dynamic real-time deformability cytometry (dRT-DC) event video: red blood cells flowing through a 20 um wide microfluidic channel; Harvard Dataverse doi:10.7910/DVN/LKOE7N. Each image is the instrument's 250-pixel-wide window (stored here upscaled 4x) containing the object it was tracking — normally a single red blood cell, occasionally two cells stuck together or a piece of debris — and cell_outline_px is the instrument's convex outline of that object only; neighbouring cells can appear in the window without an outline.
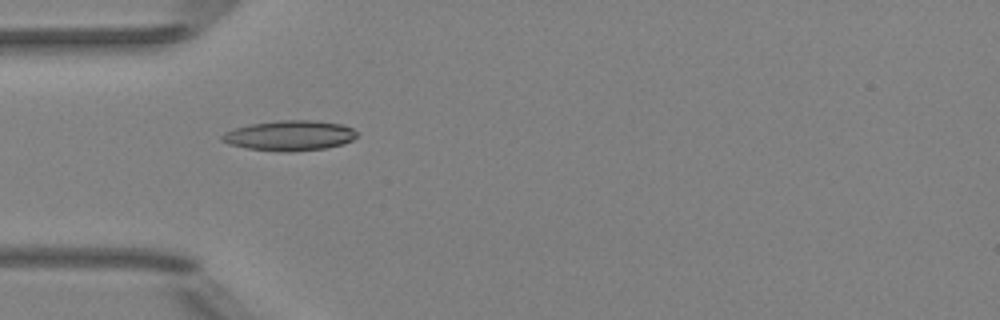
{"species": "Egyptian fruit bat (a non-hibernating species)", "species_latin": "Rousettus aegyptiacus", "temperature_condition": "room temperature", "stored_images_in_passage": 36, "camera_frame_rate_fps": 3000, "um_per_image_px": 0.085, "animal": {"sex": "female"}, "frame": {"image": 1, "passage_image": 1, "time_ms": 0.0, "image_size_px": [1000, 320], "cell_outline_px": [[360, 132], [352, 140], [344, 144], [324, 148], [288, 152], [248, 148], [228, 144], [220, 140], [220, 136], [224, 132], [248, 124], [280, 120], [316, 120], [344, 124]], "centroid_in_image_um": [24.64, 11.51], "position_along_channel_um": 60.4, "area_um2": 23.87}}
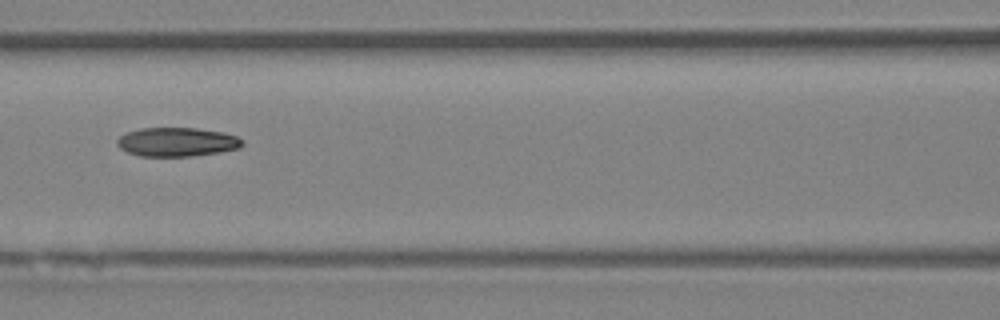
{"frame": {"image": 2, "passage_image": 8, "time_ms": 2.333, "image_size_px": [1000, 320], "cell_outline_px": [[244, 144], [240, 148], [220, 152], [192, 156], [140, 156], [128, 152], [120, 148], [116, 144], [116, 140], [120, 136], [128, 132], [140, 128], [196, 128], [224, 132], [236, 136], [244, 140]], "centroid_in_image_um": [15.07, 12.07], "position_along_channel_um": 151.5, "area_um2": 21.21}}
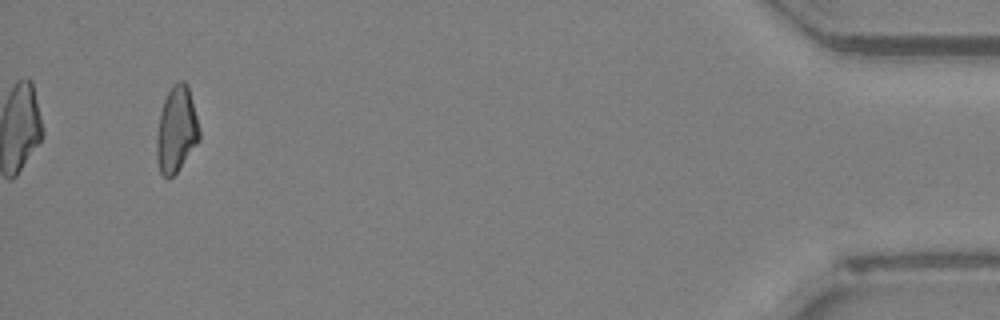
{"frame": {"image": 3, "passage_image": 34, "time_ms": 11.0, "image_size_px": [1000, 320], "cell_outline_px": [[200, 140], [176, 172], [168, 180], [160, 172], [156, 160], [156, 140], [160, 112], [164, 100], [172, 84], [180, 80], [184, 80], [188, 84], [200, 128]], "centroid_in_image_um": [15.0, 11.0], "position_along_channel_um": 420.2, "area_um2": 21.56}, "authors_computed_cell_mechanics": {"area_um2": 21.1548, "velocity_mm_per_s": 4.01, "shape_relaxation_time_tau1_ms": null, "shape_relaxation_time_tau2_ms": 3.7612, "deformation_change_tau1": null, "deformation_change_tau2": 0.106}}